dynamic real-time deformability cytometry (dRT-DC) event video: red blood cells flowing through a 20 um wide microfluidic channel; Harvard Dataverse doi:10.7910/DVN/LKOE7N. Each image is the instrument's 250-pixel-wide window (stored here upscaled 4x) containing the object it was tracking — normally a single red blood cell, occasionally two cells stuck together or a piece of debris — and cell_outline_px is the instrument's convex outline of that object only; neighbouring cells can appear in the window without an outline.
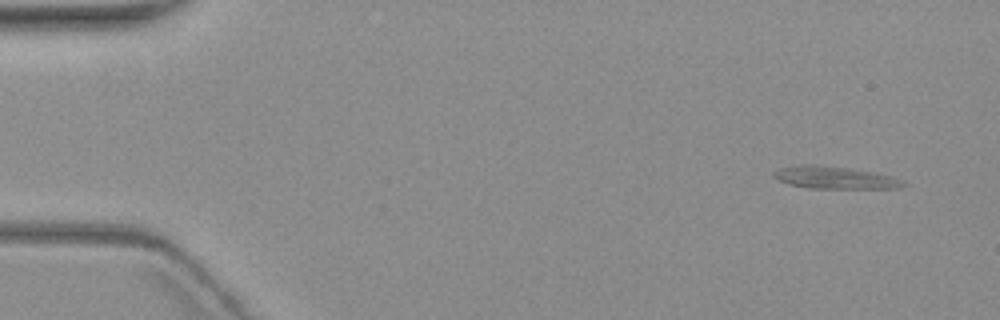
{"species": "common noctule bat (a hibernating species)", "species_latin": "Nyctalus noctula", "temperature_condition": "warm", "stored_images_in_passage": 5, "camera_frame_rate_fps": 3000, "um_per_image_px": 0.085, "animal": {"sex": "female", "body_mass_g": 19.3, "forearm_length_mm": 54.1}, "frame": {"image": 1, "passage_image": 1, "time_ms": 0.0, "image_size_px": [1000, 320], "cell_outline_px": [[908, 184], [900, 188], [808, 188], [788, 184], [776, 180], [772, 176], [772, 172], [780, 168], [800, 164], [812, 164], [844, 168], [872, 172], [904, 180]], "centroid_in_image_um": [70.89, 15.1], "position_along_channel_um": 14.1, "area_um2": 16.76}}